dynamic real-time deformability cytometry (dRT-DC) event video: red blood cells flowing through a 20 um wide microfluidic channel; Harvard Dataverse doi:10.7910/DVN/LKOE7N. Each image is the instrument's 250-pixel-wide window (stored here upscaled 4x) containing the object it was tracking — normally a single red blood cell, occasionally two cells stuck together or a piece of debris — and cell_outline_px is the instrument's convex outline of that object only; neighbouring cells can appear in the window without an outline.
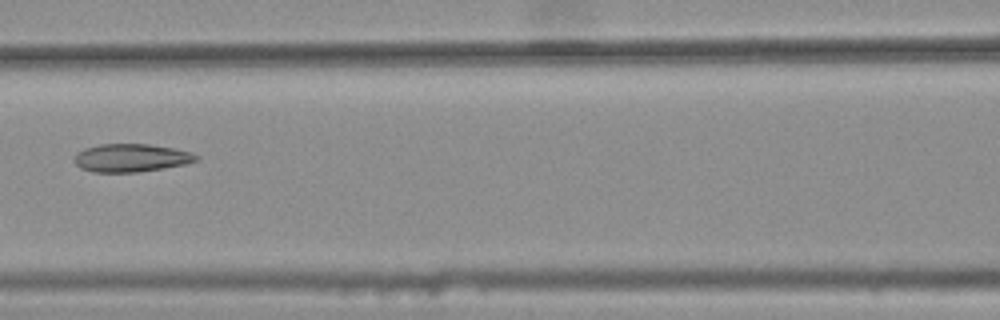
{"species": "common noctule bat (a hibernating species)", "species_latin": "Nyctalus noctula", "temperature_condition": "warm", "stored_images_in_passage": 8, "camera_frame_rate_fps": 3000, "um_per_image_px": 0.085, "animal": {"sex": "female", "body_mass_g": 25.1}, "frame": {"image": 1, "passage_image": 5, "time_ms": 1.333, "image_size_px": [1000, 320], "cell_outline_px": [[200, 160], [184, 164], [164, 168], [136, 172], [92, 172], [80, 168], [72, 160], [76, 152], [84, 148], [100, 144], [148, 144], [176, 148], [192, 152], [200, 156]], "centroid_in_image_um": [11.14, 13.41], "position_along_channel_um": 155.5, "area_um2": 20.23}}
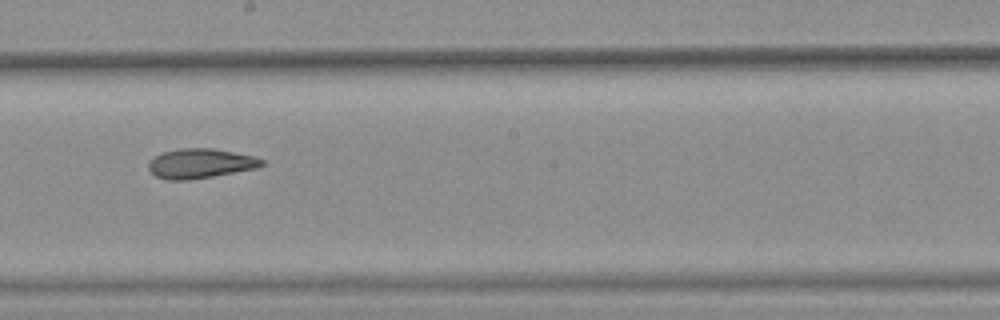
{"frame": {"image": 2, "passage_image": 7, "time_ms": 2.0, "image_size_px": [1000, 320], "cell_outline_px": [[264, 164], [256, 168], [212, 176], [188, 180], [168, 180], [156, 176], [148, 168], [148, 160], [164, 152], [180, 148], [212, 148], [256, 156], [264, 160]], "centroid_in_image_um": [17.03, 13.89], "position_along_channel_um": 231.2, "area_um2": 19.48}}
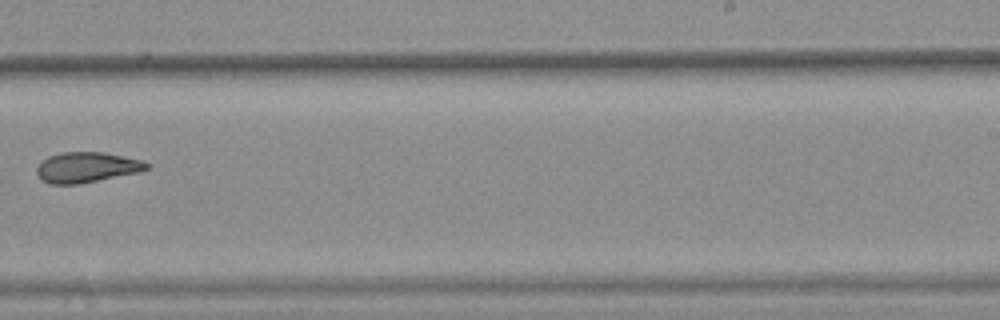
{"frame": {"image": 3, "passage_image": 8, "time_ms": 2.333, "image_size_px": [1000, 320], "cell_outline_px": [[148, 168], [140, 172], [76, 184], [48, 184], [36, 172], [36, 168], [48, 156], [60, 152], [104, 152], [140, 160], [148, 164]], "centroid_in_image_um": [7.35, 14.21], "position_along_channel_um": 281.6, "area_um2": 19.13}}